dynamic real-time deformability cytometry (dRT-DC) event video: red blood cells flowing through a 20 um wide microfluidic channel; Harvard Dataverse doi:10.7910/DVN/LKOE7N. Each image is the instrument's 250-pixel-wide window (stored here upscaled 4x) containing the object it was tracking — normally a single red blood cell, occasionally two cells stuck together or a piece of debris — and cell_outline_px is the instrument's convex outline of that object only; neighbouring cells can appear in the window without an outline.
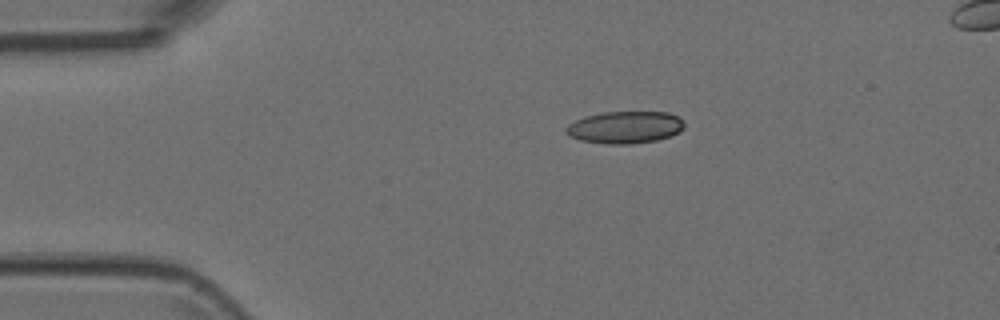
{"species": "Egyptian fruit bat (a non-hibernating species)", "species_latin": "Rousettus aegyptiacus", "temperature_condition": "room temperature", "stored_images_in_passage": 3, "camera_frame_rate_fps": 3000, "um_per_image_px": 0.085, "animal": {"sex": "female"}, "frame": {"image": 1, "passage_image": 3, "time_ms": 0.667, "image_size_px": [1000, 320], "cell_outline_px": [[684, 128], [680, 132], [672, 136], [656, 140], [632, 144], [608, 144], [580, 140], [568, 136], [564, 132], [564, 128], [568, 124], [584, 116], [604, 112], [668, 112], [680, 116], [684, 120]], "centroid_in_image_um": [53.14, 10.82], "position_along_channel_um": 31.9, "area_um2": 22.54}}